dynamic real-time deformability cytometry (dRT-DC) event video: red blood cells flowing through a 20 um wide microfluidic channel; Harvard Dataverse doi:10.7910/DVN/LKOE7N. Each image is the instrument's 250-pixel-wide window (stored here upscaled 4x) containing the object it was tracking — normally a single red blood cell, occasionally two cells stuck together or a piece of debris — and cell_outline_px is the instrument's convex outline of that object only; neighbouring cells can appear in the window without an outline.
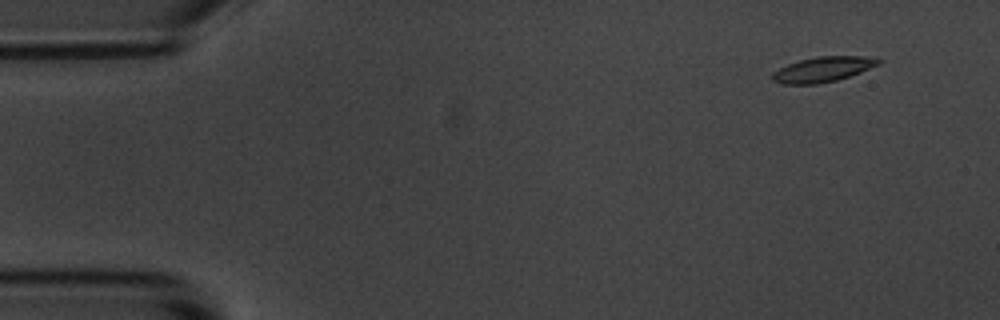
{"species": "common noctule bat (a hibernating species)", "species_latin": "Nyctalus noctula", "temperature_condition": "room temperature", "stored_images_in_passage": 5, "camera_frame_rate_fps": 3000, "um_per_image_px": 0.085, "animal": {"sex": "male", "body_mass_g": 20.1, "forearm_length_mm": 53.5}, "frame": {"image": 1, "passage_image": 2, "time_ms": 1.333, "image_size_px": [1000, 320], "cell_outline_px": [[880, 64], [860, 72], [836, 80], [816, 84], [784, 84], [772, 80], [772, 72], [788, 64], [800, 60], [816, 56], [876, 56], [880, 60]], "centroid_in_image_um": [69.96, 5.88], "position_along_channel_um": 15.0, "area_um2": 15.49}}
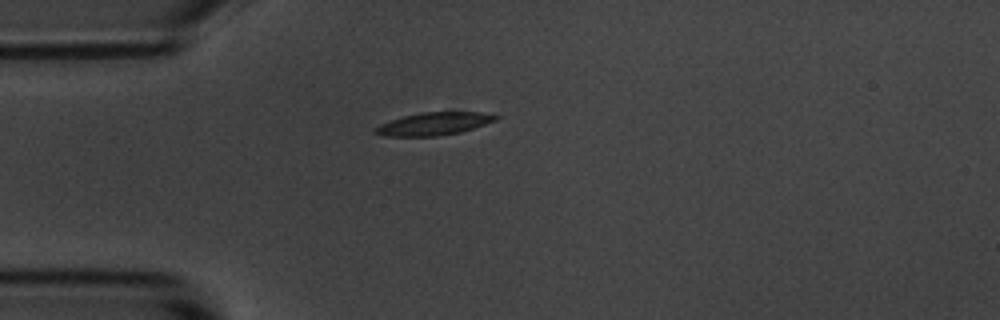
{"frame": {"image": 2, "passage_image": 5, "time_ms": 4.667, "image_size_px": [1000, 320], "cell_outline_px": [[500, 116], [496, 120], [460, 132], [436, 136], [388, 136], [376, 132], [372, 128], [380, 124], [404, 116], [420, 112], [484, 112]], "centroid_in_image_um": [36.89, 10.51], "position_along_channel_um": 48.1, "area_um2": 15.72}}